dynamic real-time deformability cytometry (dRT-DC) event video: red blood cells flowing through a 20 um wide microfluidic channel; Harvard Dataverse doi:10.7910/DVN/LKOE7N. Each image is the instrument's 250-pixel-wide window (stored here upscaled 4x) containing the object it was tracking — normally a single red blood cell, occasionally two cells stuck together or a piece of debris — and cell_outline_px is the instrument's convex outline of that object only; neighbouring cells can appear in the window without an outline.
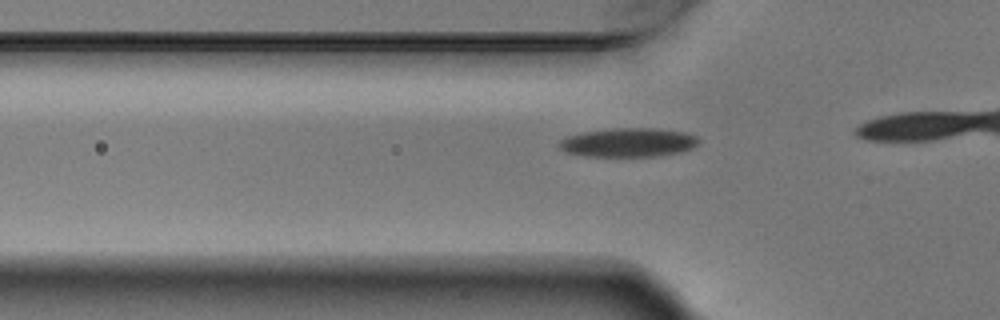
{"species": "Egyptian fruit bat (a non-hibernating species)", "species_latin": "Rousettus aegyptiacus", "temperature_condition": "warm", "stored_images_in_passage": 3, "segment_of_instrument_passage": [2, 2], "camera_frame_rate_fps": 3000, "um_per_image_px": 0.085, "animal": {"sex": "male"}, "frame": {"image": 1, "passage_image": 3, "time_ms": 0.667, "image_size_px": [1000, 320], "cell_outline_px": [[700, 140], [692, 148], [680, 152], [656, 156], [588, 156], [568, 152], [560, 148], [560, 140], [568, 136], [584, 132], [612, 128], [660, 128], [688, 132], [696, 136]], "centroid_in_image_um": [53.47, 12.09], "position_along_channel_um": 72.3, "area_um2": 23.41}}